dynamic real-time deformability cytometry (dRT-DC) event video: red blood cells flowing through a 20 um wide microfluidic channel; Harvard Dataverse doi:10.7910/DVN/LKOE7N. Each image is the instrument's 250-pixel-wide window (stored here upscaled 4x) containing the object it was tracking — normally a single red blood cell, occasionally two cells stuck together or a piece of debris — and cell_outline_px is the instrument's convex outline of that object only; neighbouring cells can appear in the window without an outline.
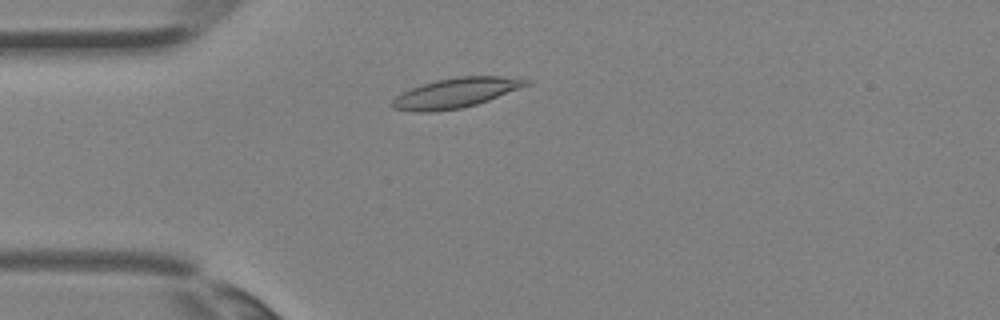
{"species": "Egyptian fruit bat (a non-hibernating species)", "species_latin": "Rousettus aegyptiacus", "temperature_condition": "room temperature", "stored_images_in_passage": 1, "camera_frame_rate_fps": 3000, "um_per_image_px": 0.085, "animal": {"sex": "female"}, "frame": {"image": 1, "passage_image": 1, "time_ms": 0.0, "image_size_px": [1000, 320], "cell_outline_px": [[532, 84], [488, 100], [476, 104], [460, 108], [432, 112], [412, 112], [392, 108], [392, 100], [396, 96], [420, 84], [436, 80], [456, 76], [504, 76], [532, 80]], "centroid_in_image_um": [38.76, 7.89], "position_along_channel_um": 46.2, "area_um2": 23.35}}